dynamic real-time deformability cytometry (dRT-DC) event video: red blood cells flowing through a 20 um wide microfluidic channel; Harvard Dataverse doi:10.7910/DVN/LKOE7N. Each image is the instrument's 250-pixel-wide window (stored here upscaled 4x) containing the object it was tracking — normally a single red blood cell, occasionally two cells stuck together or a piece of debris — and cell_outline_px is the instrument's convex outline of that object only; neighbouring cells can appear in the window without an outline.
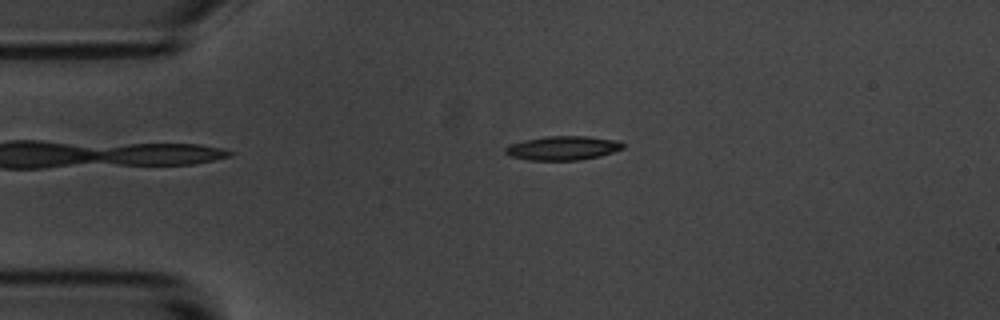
{"species": "common noctule bat (a hibernating species)", "species_latin": "Nyctalus noctula", "temperature_condition": "room temperature", "stored_images_in_passage": 4, "camera_frame_rate_fps": 3000, "um_per_image_px": 0.085, "animal": {"sex": "male", "body_mass_g": 20.1, "forearm_length_mm": 53.5}, "frame": {"image": 1, "passage_image": 3, "time_ms": 2.333, "image_size_px": [1000, 320], "cell_outline_px": [[624, 148], [600, 156], [580, 160], [528, 160], [508, 156], [504, 152], [504, 148], [508, 144], [524, 140], [544, 136], [588, 136], [620, 140], [624, 144]], "centroid_in_image_um": [47.82, 12.58], "position_along_channel_um": 37.2, "area_um2": 16.76}}